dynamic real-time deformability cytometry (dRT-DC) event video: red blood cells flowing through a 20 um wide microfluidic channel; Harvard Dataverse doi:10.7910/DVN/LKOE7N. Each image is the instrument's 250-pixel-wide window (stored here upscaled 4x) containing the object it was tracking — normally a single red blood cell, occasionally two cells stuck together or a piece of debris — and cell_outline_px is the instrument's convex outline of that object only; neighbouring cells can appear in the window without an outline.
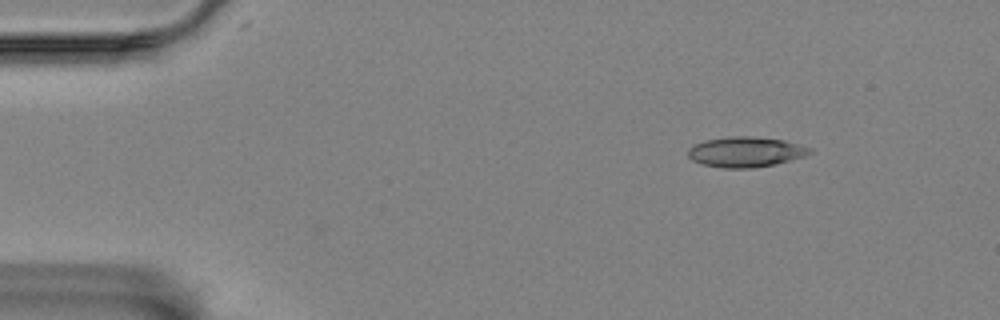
{"species": "Egyptian fruit bat (a non-hibernating species)", "species_latin": "Rousettus aegyptiacus", "temperature_condition": "room temperature", "stored_images_in_passage": 51, "camera_frame_rate_fps": 3000, "um_per_image_px": 0.085, "animal": {"sex": "female"}, "frame": {"image": 1, "passage_image": 1, "time_ms": 0.0, "image_size_px": [1000, 320], "cell_outline_px": [[812, 152], [804, 156], [776, 164], [752, 168], [724, 168], [700, 164], [692, 160], [688, 156], [688, 148], [692, 144], [704, 140], [732, 136], [752, 136], [784, 140], [812, 148]], "centroid_in_image_um": [63.34, 12.91], "position_along_channel_um": 21.7, "area_um2": 21.62}}
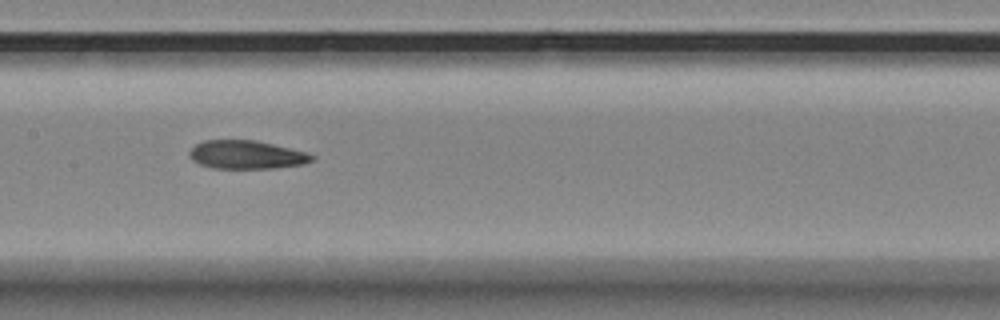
{"frame": {"image": 2, "passage_image": 22, "time_ms": 7.0, "image_size_px": [1000, 320], "cell_outline_px": [[316, 160], [304, 164], [276, 168], [212, 168], [200, 164], [192, 160], [188, 152], [196, 144], [204, 140], [256, 140], [308, 152], [316, 156]], "centroid_in_image_um": [21.0, 13.15], "position_along_channel_um": 186.4, "area_um2": 20.46}}
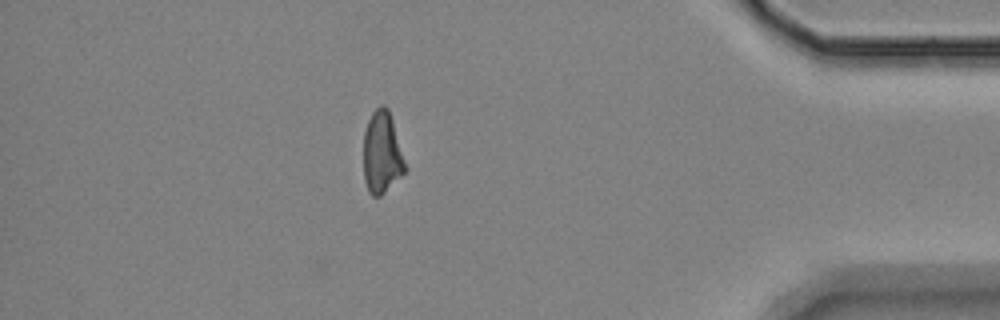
{"frame": {"image": 3, "passage_image": 44, "time_ms": 14.333, "image_size_px": [1000, 320], "cell_outline_px": [[408, 168], [380, 196], [372, 196], [368, 192], [364, 180], [364, 132], [368, 120], [372, 112], [380, 104], [384, 104], [388, 108]], "centroid_in_image_um": [32.46, 12.97], "position_along_channel_um": 402.7, "area_um2": 19.88}}